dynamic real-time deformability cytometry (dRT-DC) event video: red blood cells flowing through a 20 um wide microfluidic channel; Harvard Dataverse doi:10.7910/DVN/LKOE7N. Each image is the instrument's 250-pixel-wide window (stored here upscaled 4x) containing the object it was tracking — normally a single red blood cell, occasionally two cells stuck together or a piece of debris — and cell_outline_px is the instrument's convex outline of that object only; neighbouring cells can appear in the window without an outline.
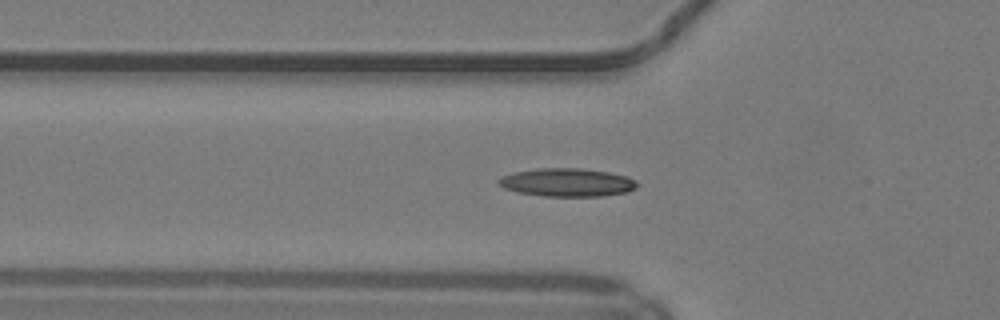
{"species": "common noctule bat (a hibernating species)", "species_latin": "Nyctalus noctula", "temperature_condition": "warm", "stored_images_in_passage": 39, "camera_frame_rate_fps": 3000, "um_per_image_px": 0.085, "animal": {"sex": "male", "body_mass_g": 19.2, "forearm_length_mm": 51.8}, "frame": {"image": 1, "passage_image": 13, "time_ms": 4.0, "image_size_px": [1000, 320], "cell_outline_px": [[636, 188], [628, 192], [600, 196], [544, 196], [516, 192], [504, 188], [496, 180], [504, 176], [516, 172], [540, 168], [580, 168], [608, 172], [628, 176], [636, 180]], "centroid_in_image_um": [48.23, 15.51], "position_along_channel_um": 77.6, "area_um2": 22.66}}
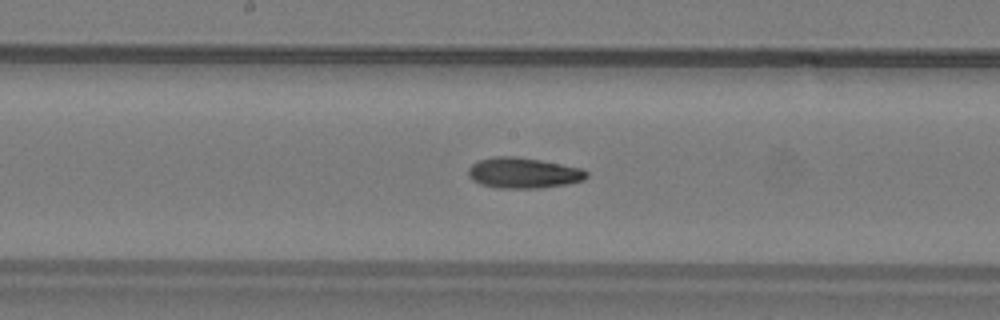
{"frame": {"image": 2, "passage_image": 22, "time_ms": 7.0, "image_size_px": [1000, 320], "cell_outline_px": [[588, 176], [584, 180], [568, 184], [540, 188], [496, 188], [480, 184], [472, 180], [468, 176], [468, 168], [472, 164], [480, 160], [492, 156], [516, 156], [540, 160], [584, 168], [588, 172]], "centroid_in_image_um": [44.5, 14.7], "position_along_channel_um": 203.7, "area_um2": 21.39}}
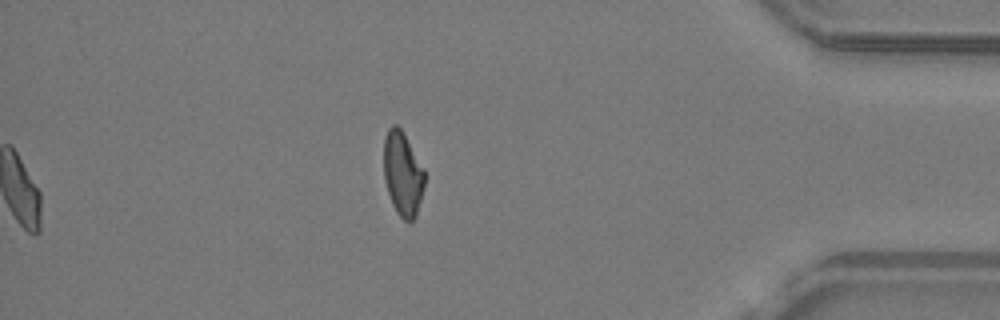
{"frame": {"image": 3, "passage_image": 39, "time_ms": 12.667, "image_size_px": [1000, 320], "cell_outline_px": [[424, 188], [416, 216], [408, 224], [396, 212], [392, 204], [384, 180], [384, 136], [388, 128], [392, 124], [396, 124], [400, 128], [424, 168]], "centroid_in_image_um": [34.22, 14.79], "position_along_channel_um": 401.0, "area_um2": 20.06}, "authors_computed_cell_mechanics": {"area_um2": 20.5768, "velocity_mm_per_s": 4.1598, "shape_relaxation_time_tau1_ms": null, "shape_relaxation_time_tau2_ms": 2.8041, "deformation_change_tau1": null, "deformation_change_tau2": 0.1025}}